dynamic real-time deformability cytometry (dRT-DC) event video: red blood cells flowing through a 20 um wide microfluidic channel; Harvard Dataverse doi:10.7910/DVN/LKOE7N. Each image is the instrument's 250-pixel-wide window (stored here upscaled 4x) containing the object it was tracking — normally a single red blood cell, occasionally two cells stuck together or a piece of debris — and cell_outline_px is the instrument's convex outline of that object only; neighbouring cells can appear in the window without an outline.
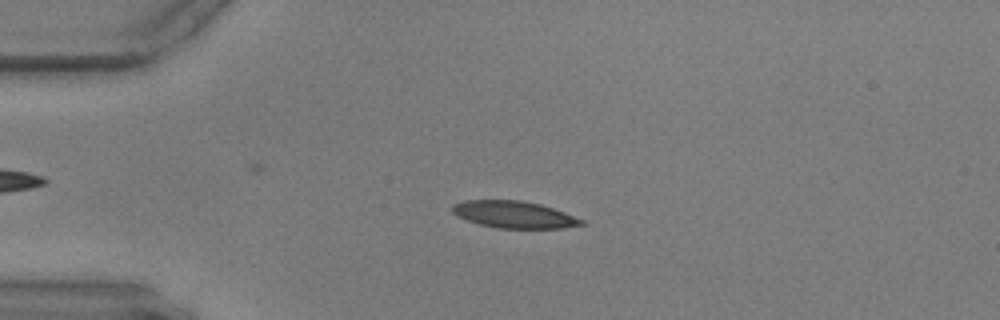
{"species": "common noctule bat (a hibernating species)", "species_latin": "Nyctalus noctula", "temperature_condition": "warm", "stored_images_in_passage": 49, "camera_frame_rate_fps": 3000, "um_per_image_px": 0.085, "animal": {"sex": "male", "body_mass_g": 17.9, "forearm_length_mm": 54.2}, "frame": {"image": 1, "passage_image": 5, "time_ms": 1.333, "image_size_px": [1000, 320], "cell_outline_px": [[584, 224], [564, 228], [496, 228], [480, 224], [456, 216], [452, 212], [452, 204], [464, 200], [520, 200], [540, 204], [564, 212], [584, 220]], "centroid_in_image_um": [43.67, 18.23], "position_along_channel_um": 41.3, "area_um2": 20.23}}
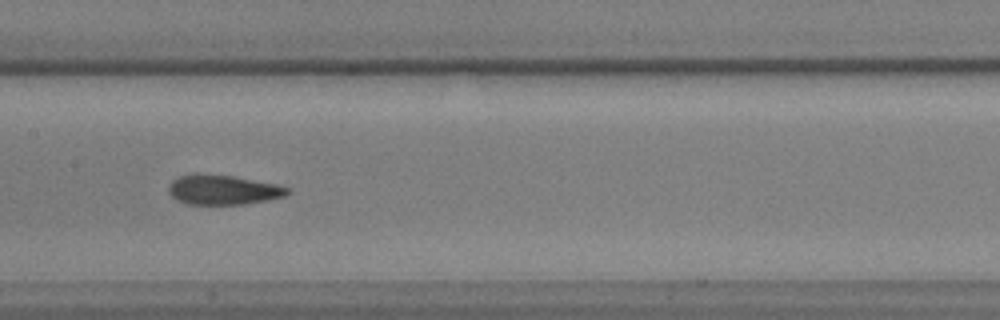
{"frame": {"image": 2, "passage_image": 20, "time_ms": 6.333, "image_size_px": [1000, 320], "cell_outline_px": [[288, 192], [284, 196], [244, 204], [188, 204], [172, 196], [168, 192], [168, 184], [176, 176], [192, 172], [200, 172], [232, 176], [276, 184], [288, 188]], "centroid_in_image_um": [18.86, 16.1], "position_along_channel_um": 188.5, "area_um2": 20.63}}
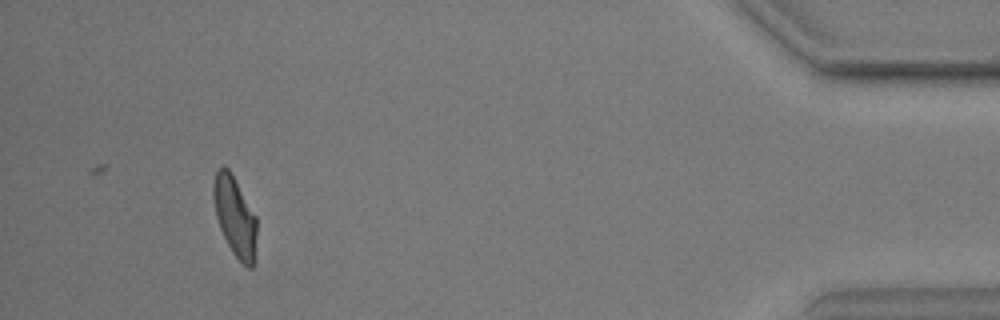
{"frame": {"image": 3, "passage_image": 45, "time_ms": 14.667, "image_size_px": [1000, 320], "cell_outline_px": [[256, 236], [252, 268], [248, 268], [232, 252], [220, 228], [216, 216], [212, 196], [212, 184], [216, 168], [224, 164], [228, 168], [256, 216]], "centroid_in_image_um": [19.92, 18.33], "position_along_channel_um": 415.3, "area_um2": 19.94}}